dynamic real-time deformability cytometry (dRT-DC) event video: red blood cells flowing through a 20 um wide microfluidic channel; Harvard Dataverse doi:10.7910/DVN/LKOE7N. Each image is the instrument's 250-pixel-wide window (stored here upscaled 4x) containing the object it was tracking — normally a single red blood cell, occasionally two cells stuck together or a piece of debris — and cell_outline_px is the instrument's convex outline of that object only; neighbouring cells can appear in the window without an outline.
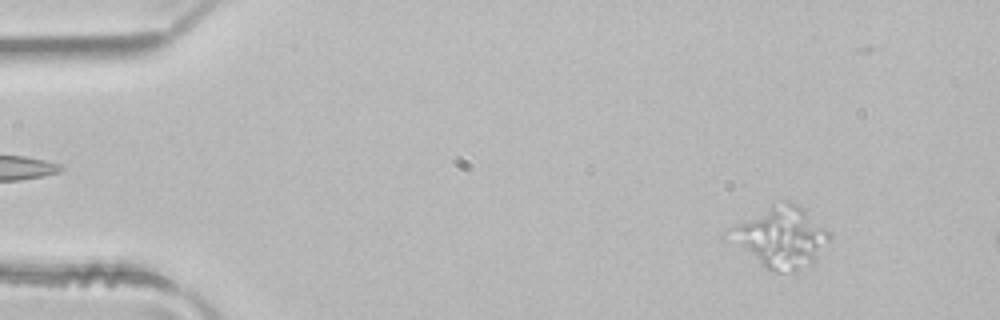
{"species": "common noctule bat (a hibernating species)", "species_latin": "Nyctalus noctula", "temperature_condition": "room temperature", "stored_images_in_passage": 5, "camera_frame_rate_fps": 3000, "um_per_image_px": 0.085, "animal": {"sex": "male", "body_mass_g": 21.5, "forearm_length_mm": 52.0}, "frame": {"image": 1, "passage_image": 1, "time_ms": 0.0, "image_size_px": [1000, 320], "cell_outline_px": [[832, 236], [816, 260], [796, 268], [784, 272], [772, 272], [764, 268], [724, 240], [728, 228], [772, 204], [784, 200], [792, 200], [800, 204]], "centroid_in_image_um": [66.28, 20.14], "position_along_channel_um": 18.7, "area_um2": 35.78}}
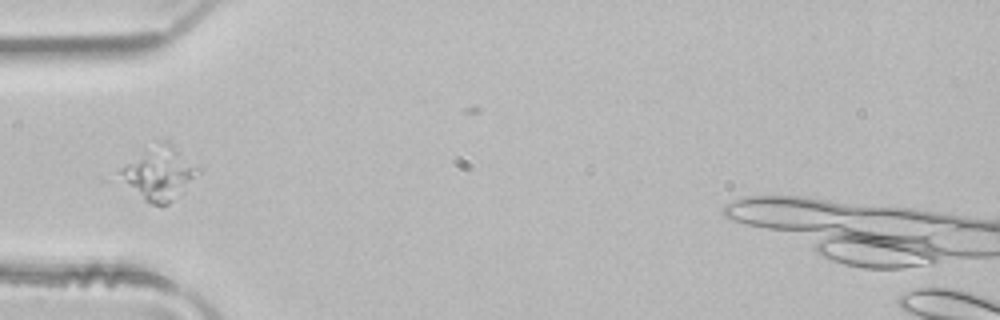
{"frame": {"image": 2, "passage_image": 4, "time_ms": 1.0, "image_size_px": [1000, 320], "cell_outline_px": [[200, 172], [168, 204], [152, 204], [100, 180], [100, 176], [156, 140], [164, 140], [172, 144], [200, 168]], "centroid_in_image_um": [13.06, 14.73], "position_along_channel_um": 71.9, "area_um2": 27.4}}